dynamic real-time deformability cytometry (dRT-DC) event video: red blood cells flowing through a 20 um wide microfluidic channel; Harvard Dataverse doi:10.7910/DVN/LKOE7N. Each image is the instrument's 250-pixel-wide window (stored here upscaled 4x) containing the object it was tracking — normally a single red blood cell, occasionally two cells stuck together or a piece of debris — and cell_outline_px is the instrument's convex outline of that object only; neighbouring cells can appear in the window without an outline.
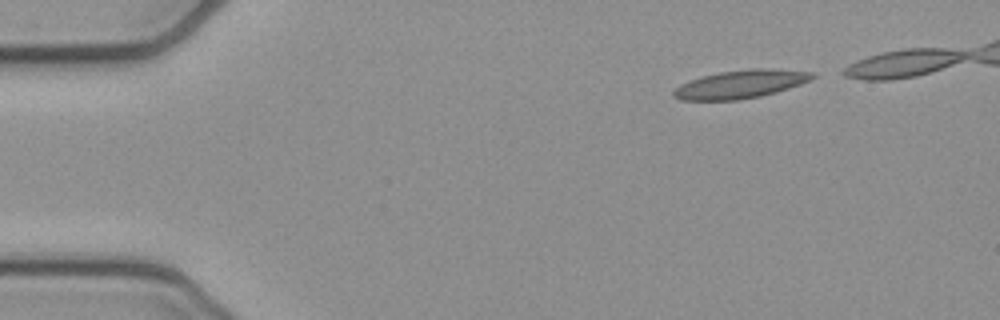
{"species": "common noctule bat (a hibernating species)", "species_latin": "Nyctalus noctula", "temperature_condition": "cold", "stored_images_in_passage": 40, "camera_frame_rate_fps": 3000, "um_per_image_px": 0.085, "animal": {"sex": "female", "body_mass_g": 21.9}, "frame": {"image": 1, "passage_image": 2, "time_ms": 0.333, "image_size_px": [1000, 320], "cell_outline_px": [[816, 76], [812, 80], [776, 92], [760, 96], [736, 100], [680, 100], [672, 96], [672, 92], [680, 84], [688, 80], [700, 76], [720, 72], [748, 68], [768, 68], [812, 72]], "centroid_in_image_um": [62.92, 7.15], "position_along_channel_um": 22.1, "area_um2": 22.95}}
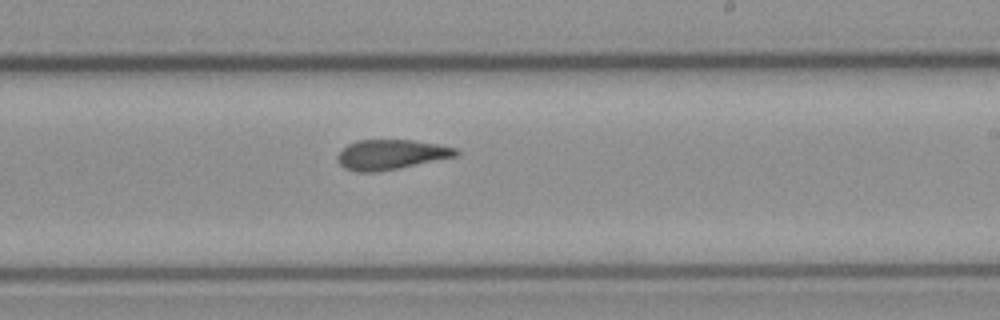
{"frame": {"image": 2, "passage_image": 26, "time_ms": 8.333, "image_size_px": [1000, 320], "cell_outline_px": [[460, 156], [376, 172], [356, 172], [344, 168], [336, 160], [336, 156], [348, 144], [356, 140], [412, 140], [436, 144], [456, 148], [460, 152]], "centroid_in_image_um": [33.24, 13.14], "position_along_channel_um": 255.8, "area_um2": 20.69}}
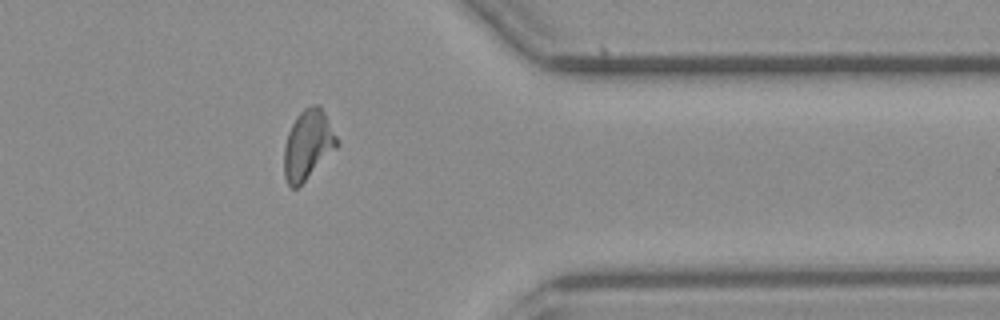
{"frame": {"image": 3, "passage_image": 37, "time_ms": 12.0, "image_size_px": [1000, 320], "cell_outline_px": [[340, 144], [296, 188], [292, 188], [288, 184], [284, 176], [284, 148], [288, 132], [296, 116], [304, 108], [312, 104], [320, 104]], "centroid_in_image_um": [26.16, 12.26], "position_along_channel_um": 385.2, "area_um2": 21.04}}